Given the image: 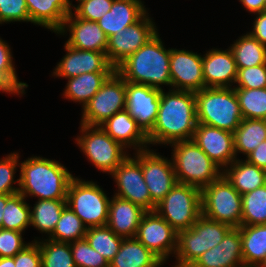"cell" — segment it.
<instances>
[{"label":"cell","mask_w":266,"mask_h":267,"mask_svg":"<svg viewBox=\"0 0 266 267\" xmlns=\"http://www.w3.org/2000/svg\"><path fill=\"white\" fill-rule=\"evenodd\" d=\"M30 22L26 0H0V24Z\"/></svg>","instance_id":"f6af8a7d"},{"label":"cell","mask_w":266,"mask_h":267,"mask_svg":"<svg viewBox=\"0 0 266 267\" xmlns=\"http://www.w3.org/2000/svg\"><path fill=\"white\" fill-rule=\"evenodd\" d=\"M170 77L174 90L197 92L205 88L202 55L171 48Z\"/></svg>","instance_id":"e0dca14e"},{"label":"cell","mask_w":266,"mask_h":267,"mask_svg":"<svg viewBox=\"0 0 266 267\" xmlns=\"http://www.w3.org/2000/svg\"><path fill=\"white\" fill-rule=\"evenodd\" d=\"M229 48L233 53L237 70L266 64V46L249 33L239 37Z\"/></svg>","instance_id":"d6a6232c"},{"label":"cell","mask_w":266,"mask_h":267,"mask_svg":"<svg viewBox=\"0 0 266 267\" xmlns=\"http://www.w3.org/2000/svg\"><path fill=\"white\" fill-rule=\"evenodd\" d=\"M135 238L164 263L176 254L178 232L155 211L143 215Z\"/></svg>","instance_id":"5bb4252c"},{"label":"cell","mask_w":266,"mask_h":267,"mask_svg":"<svg viewBox=\"0 0 266 267\" xmlns=\"http://www.w3.org/2000/svg\"><path fill=\"white\" fill-rule=\"evenodd\" d=\"M236 157L239 153L246 157L266 140V120L243 119L233 132Z\"/></svg>","instance_id":"4dcf8cb0"},{"label":"cell","mask_w":266,"mask_h":267,"mask_svg":"<svg viewBox=\"0 0 266 267\" xmlns=\"http://www.w3.org/2000/svg\"><path fill=\"white\" fill-rule=\"evenodd\" d=\"M12 56L10 46L0 37V86L7 94L24 95L28 84L18 81Z\"/></svg>","instance_id":"74e56055"},{"label":"cell","mask_w":266,"mask_h":267,"mask_svg":"<svg viewBox=\"0 0 266 267\" xmlns=\"http://www.w3.org/2000/svg\"><path fill=\"white\" fill-rule=\"evenodd\" d=\"M235 83L238 86H233L234 88H266V64L238 69Z\"/></svg>","instance_id":"ee69618b"},{"label":"cell","mask_w":266,"mask_h":267,"mask_svg":"<svg viewBox=\"0 0 266 267\" xmlns=\"http://www.w3.org/2000/svg\"><path fill=\"white\" fill-rule=\"evenodd\" d=\"M240 227H232L223 240L203 253L191 267H243Z\"/></svg>","instance_id":"7402d4cb"},{"label":"cell","mask_w":266,"mask_h":267,"mask_svg":"<svg viewBox=\"0 0 266 267\" xmlns=\"http://www.w3.org/2000/svg\"><path fill=\"white\" fill-rule=\"evenodd\" d=\"M30 22L57 33L72 12L70 0H26Z\"/></svg>","instance_id":"484cf974"},{"label":"cell","mask_w":266,"mask_h":267,"mask_svg":"<svg viewBox=\"0 0 266 267\" xmlns=\"http://www.w3.org/2000/svg\"><path fill=\"white\" fill-rule=\"evenodd\" d=\"M164 262L135 237L124 238L109 267H161Z\"/></svg>","instance_id":"83f0119b"},{"label":"cell","mask_w":266,"mask_h":267,"mask_svg":"<svg viewBox=\"0 0 266 267\" xmlns=\"http://www.w3.org/2000/svg\"><path fill=\"white\" fill-rule=\"evenodd\" d=\"M172 162L178 183L203 189L218 180L223 170L193 141L172 143Z\"/></svg>","instance_id":"5b68a950"},{"label":"cell","mask_w":266,"mask_h":267,"mask_svg":"<svg viewBox=\"0 0 266 267\" xmlns=\"http://www.w3.org/2000/svg\"><path fill=\"white\" fill-rule=\"evenodd\" d=\"M66 55L52 72L54 77L73 78L83 73L114 72L106 53L73 48L65 43Z\"/></svg>","instance_id":"ac0fdd59"},{"label":"cell","mask_w":266,"mask_h":267,"mask_svg":"<svg viewBox=\"0 0 266 267\" xmlns=\"http://www.w3.org/2000/svg\"><path fill=\"white\" fill-rule=\"evenodd\" d=\"M232 227L201 215L195 224L178 232L176 264L173 267H191L207 250L217 246Z\"/></svg>","instance_id":"8992f818"},{"label":"cell","mask_w":266,"mask_h":267,"mask_svg":"<svg viewBox=\"0 0 266 267\" xmlns=\"http://www.w3.org/2000/svg\"><path fill=\"white\" fill-rule=\"evenodd\" d=\"M5 206H6V194H0V228H2V217Z\"/></svg>","instance_id":"f5cc1de1"},{"label":"cell","mask_w":266,"mask_h":267,"mask_svg":"<svg viewBox=\"0 0 266 267\" xmlns=\"http://www.w3.org/2000/svg\"><path fill=\"white\" fill-rule=\"evenodd\" d=\"M85 238L90 246L109 263L118 253L123 237L116 235L107 225L87 229Z\"/></svg>","instance_id":"e575fe53"},{"label":"cell","mask_w":266,"mask_h":267,"mask_svg":"<svg viewBox=\"0 0 266 267\" xmlns=\"http://www.w3.org/2000/svg\"><path fill=\"white\" fill-rule=\"evenodd\" d=\"M197 123L234 132L241 124L239 102L234 87L203 88L195 92Z\"/></svg>","instance_id":"277c9868"},{"label":"cell","mask_w":266,"mask_h":267,"mask_svg":"<svg viewBox=\"0 0 266 267\" xmlns=\"http://www.w3.org/2000/svg\"><path fill=\"white\" fill-rule=\"evenodd\" d=\"M126 81L114 71L97 93L83 107L81 124L100 126L115 113L125 109Z\"/></svg>","instance_id":"8fae6325"},{"label":"cell","mask_w":266,"mask_h":267,"mask_svg":"<svg viewBox=\"0 0 266 267\" xmlns=\"http://www.w3.org/2000/svg\"><path fill=\"white\" fill-rule=\"evenodd\" d=\"M130 156L129 154L110 174L118 188L114 195L129 200L146 211H154L156 204L151 200L149 189L143 178L140 151H137L135 156Z\"/></svg>","instance_id":"7c38bea8"},{"label":"cell","mask_w":266,"mask_h":267,"mask_svg":"<svg viewBox=\"0 0 266 267\" xmlns=\"http://www.w3.org/2000/svg\"><path fill=\"white\" fill-rule=\"evenodd\" d=\"M253 31L248 32L259 43L266 46V11L255 13Z\"/></svg>","instance_id":"c3c4849f"},{"label":"cell","mask_w":266,"mask_h":267,"mask_svg":"<svg viewBox=\"0 0 266 267\" xmlns=\"http://www.w3.org/2000/svg\"><path fill=\"white\" fill-rule=\"evenodd\" d=\"M0 267H15L14 257H0Z\"/></svg>","instance_id":"816d5d0a"},{"label":"cell","mask_w":266,"mask_h":267,"mask_svg":"<svg viewBox=\"0 0 266 267\" xmlns=\"http://www.w3.org/2000/svg\"><path fill=\"white\" fill-rule=\"evenodd\" d=\"M160 94L159 88L126 82L125 109L146 134L153 129L156 121Z\"/></svg>","instance_id":"2e32d148"},{"label":"cell","mask_w":266,"mask_h":267,"mask_svg":"<svg viewBox=\"0 0 266 267\" xmlns=\"http://www.w3.org/2000/svg\"><path fill=\"white\" fill-rule=\"evenodd\" d=\"M31 206L21 193L6 195V206L3 211L2 228L25 232L31 226Z\"/></svg>","instance_id":"836d02e7"},{"label":"cell","mask_w":266,"mask_h":267,"mask_svg":"<svg viewBox=\"0 0 266 267\" xmlns=\"http://www.w3.org/2000/svg\"><path fill=\"white\" fill-rule=\"evenodd\" d=\"M140 164L151 200L157 205L177 183L172 159L148 148L140 151Z\"/></svg>","instance_id":"9a60e30c"},{"label":"cell","mask_w":266,"mask_h":267,"mask_svg":"<svg viewBox=\"0 0 266 267\" xmlns=\"http://www.w3.org/2000/svg\"><path fill=\"white\" fill-rule=\"evenodd\" d=\"M80 127L82 134L77 136L75 142L99 171L111 174L129 155L126 148L113 140L100 126L80 123Z\"/></svg>","instance_id":"30bf717a"},{"label":"cell","mask_w":266,"mask_h":267,"mask_svg":"<svg viewBox=\"0 0 266 267\" xmlns=\"http://www.w3.org/2000/svg\"><path fill=\"white\" fill-rule=\"evenodd\" d=\"M202 215L210 220L240 227L242 195L222 175L201 190Z\"/></svg>","instance_id":"9c48e42d"},{"label":"cell","mask_w":266,"mask_h":267,"mask_svg":"<svg viewBox=\"0 0 266 267\" xmlns=\"http://www.w3.org/2000/svg\"><path fill=\"white\" fill-rule=\"evenodd\" d=\"M23 232L0 228V257H14L29 243L24 242Z\"/></svg>","instance_id":"bcb514c9"},{"label":"cell","mask_w":266,"mask_h":267,"mask_svg":"<svg viewBox=\"0 0 266 267\" xmlns=\"http://www.w3.org/2000/svg\"><path fill=\"white\" fill-rule=\"evenodd\" d=\"M202 70L205 88H231L237 79L238 70L229 47L207 51L202 56Z\"/></svg>","instance_id":"44dd1931"},{"label":"cell","mask_w":266,"mask_h":267,"mask_svg":"<svg viewBox=\"0 0 266 267\" xmlns=\"http://www.w3.org/2000/svg\"><path fill=\"white\" fill-rule=\"evenodd\" d=\"M246 160L259 168L266 170V140L261 142L247 157Z\"/></svg>","instance_id":"681fc988"},{"label":"cell","mask_w":266,"mask_h":267,"mask_svg":"<svg viewBox=\"0 0 266 267\" xmlns=\"http://www.w3.org/2000/svg\"><path fill=\"white\" fill-rule=\"evenodd\" d=\"M67 32V45L76 49L106 53L108 38L97 22L80 19L72 11L56 34L65 35Z\"/></svg>","instance_id":"ffe728a7"},{"label":"cell","mask_w":266,"mask_h":267,"mask_svg":"<svg viewBox=\"0 0 266 267\" xmlns=\"http://www.w3.org/2000/svg\"><path fill=\"white\" fill-rule=\"evenodd\" d=\"M66 202L87 228L107 225L110 199L97 183L74 176Z\"/></svg>","instance_id":"52a82bcc"},{"label":"cell","mask_w":266,"mask_h":267,"mask_svg":"<svg viewBox=\"0 0 266 267\" xmlns=\"http://www.w3.org/2000/svg\"><path fill=\"white\" fill-rule=\"evenodd\" d=\"M147 211L129 200L113 196L109 202L107 226L123 238L135 237Z\"/></svg>","instance_id":"cb8c5ba5"},{"label":"cell","mask_w":266,"mask_h":267,"mask_svg":"<svg viewBox=\"0 0 266 267\" xmlns=\"http://www.w3.org/2000/svg\"><path fill=\"white\" fill-rule=\"evenodd\" d=\"M15 267H42L39 244L32 241L14 256Z\"/></svg>","instance_id":"7dc6e473"},{"label":"cell","mask_w":266,"mask_h":267,"mask_svg":"<svg viewBox=\"0 0 266 267\" xmlns=\"http://www.w3.org/2000/svg\"><path fill=\"white\" fill-rule=\"evenodd\" d=\"M154 211L177 232L191 228L202 215L201 189L177 182Z\"/></svg>","instance_id":"ba28073f"},{"label":"cell","mask_w":266,"mask_h":267,"mask_svg":"<svg viewBox=\"0 0 266 267\" xmlns=\"http://www.w3.org/2000/svg\"><path fill=\"white\" fill-rule=\"evenodd\" d=\"M141 0H114L111 10L98 20L107 38L139 21L148 11Z\"/></svg>","instance_id":"d4e9b609"},{"label":"cell","mask_w":266,"mask_h":267,"mask_svg":"<svg viewBox=\"0 0 266 267\" xmlns=\"http://www.w3.org/2000/svg\"><path fill=\"white\" fill-rule=\"evenodd\" d=\"M114 0H83L77 1L79 4H71L74 14L80 18L89 21L98 22L107 12L111 10Z\"/></svg>","instance_id":"7bdbcfd3"},{"label":"cell","mask_w":266,"mask_h":267,"mask_svg":"<svg viewBox=\"0 0 266 267\" xmlns=\"http://www.w3.org/2000/svg\"><path fill=\"white\" fill-rule=\"evenodd\" d=\"M2 91V93L3 92H5V93H7L1 86H0V92Z\"/></svg>","instance_id":"11a10c76"},{"label":"cell","mask_w":266,"mask_h":267,"mask_svg":"<svg viewBox=\"0 0 266 267\" xmlns=\"http://www.w3.org/2000/svg\"><path fill=\"white\" fill-rule=\"evenodd\" d=\"M239 2L253 14L265 11V0H239Z\"/></svg>","instance_id":"f907efd6"},{"label":"cell","mask_w":266,"mask_h":267,"mask_svg":"<svg viewBox=\"0 0 266 267\" xmlns=\"http://www.w3.org/2000/svg\"><path fill=\"white\" fill-rule=\"evenodd\" d=\"M100 127L113 140L121 143L125 148L133 147V149H136L135 152L149 148L147 134L126 109L115 113L101 124Z\"/></svg>","instance_id":"603a6c76"},{"label":"cell","mask_w":266,"mask_h":267,"mask_svg":"<svg viewBox=\"0 0 266 267\" xmlns=\"http://www.w3.org/2000/svg\"><path fill=\"white\" fill-rule=\"evenodd\" d=\"M197 126L195 92L161 90L160 106L153 129L147 134L149 145H171L192 140Z\"/></svg>","instance_id":"6da1fadb"},{"label":"cell","mask_w":266,"mask_h":267,"mask_svg":"<svg viewBox=\"0 0 266 267\" xmlns=\"http://www.w3.org/2000/svg\"><path fill=\"white\" fill-rule=\"evenodd\" d=\"M157 32L135 53L123 61L115 71L126 81L162 90L171 86L170 53Z\"/></svg>","instance_id":"7a4b0ae2"},{"label":"cell","mask_w":266,"mask_h":267,"mask_svg":"<svg viewBox=\"0 0 266 267\" xmlns=\"http://www.w3.org/2000/svg\"><path fill=\"white\" fill-rule=\"evenodd\" d=\"M76 267H109V262L95 249L86 238L70 242Z\"/></svg>","instance_id":"60d3db41"},{"label":"cell","mask_w":266,"mask_h":267,"mask_svg":"<svg viewBox=\"0 0 266 267\" xmlns=\"http://www.w3.org/2000/svg\"><path fill=\"white\" fill-rule=\"evenodd\" d=\"M19 153L11 152L7 156L0 159V194L13 195L19 193V187H14L13 183L17 182L19 186L20 180H14L17 167L20 166Z\"/></svg>","instance_id":"b9f144b4"},{"label":"cell","mask_w":266,"mask_h":267,"mask_svg":"<svg viewBox=\"0 0 266 267\" xmlns=\"http://www.w3.org/2000/svg\"><path fill=\"white\" fill-rule=\"evenodd\" d=\"M158 32L148 12L136 23L108 38L106 56L116 69Z\"/></svg>","instance_id":"4fadbf2b"},{"label":"cell","mask_w":266,"mask_h":267,"mask_svg":"<svg viewBox=\"0 0 266 267\" xmlns=\"http://www.w3.org/2000/svg\"><path fill=\"white\" fill-rule=\"evenodd\" d=\"M37 241L40 248L42 267H76L70 243L58 242L49 238Z\"/></svg>","instance_id":"f35d334b"},{"label":"cell","mask_w":266,"mask_h":267,"mask_svg":"<svg viewBox=\"0 0 266 267\" xmlns=\"http://www.w3.org/2000/svg\"><path fill=\"white\" fill-rule=\"evenodd\" d=\"M241 245L245 267H260L266 259V224L241 225Z\"/></svg>","instance_id":"f1b7e54d"},{"label":"cell","mask_w":266,"mask_h":267,"mask_svg":"<svg viewBox=\"0 0 266 267\" xmlns=\"http://www.w3.org/2000/svg\"><path fill=\"white\" fill-rule=\"evenodd\" d=\"M19 193L37 200L67 199V190L74 177L58 161L32 156L20 162Z\"/></svg>","instance_id":"3957f363"},{"label":"cell","mask_w":266,"mask_h":267,"mask_svg":"<svg viewBox=\"0 0 266 267\" xmlns=\"http://www.w3.org/2000/svg\"><path fill=\"white\" fill-rule=\"evenodd\" d=\"M66 205V199L38 200L31 209V225L49 237Z\"/></svg>","instance_id":"1f68e13d"},{"label":"cell","mask_w":266,"mask_h":267,"mask_svg":"<svg viewBox=\"0 0 266 267\" xmlns=\"http://www.w3.org/2000/svg\"><path fill=\"white\" fill-rule=\"evenodd\" d=\"M266 224V184L242 195L241 225Z\"/></svg>","instance_id":"8d00e7d4"},{"label":"cell","mask_w":266,"mask_h":267,"mask_svg":"<svg viewBox=\"0 0 266 267\" xmlns=\"http://www.w3.org/2000/svg\"><path fill=\"white\" fill-rule=\"evenodd\" d=\"M112 73L113 72H91L68 78L63 96L75 103H82L83 109Z\"/></svg>","instance_id":"f546056e"},{"label":"cell","mask_w":266,"mask_h":267,"mask_svg":"<svg viewBox=\"0 0 266 267\" xmlns=\"http://www.w3.org/2000/svg\"><path fill=\"white\" fill-rule=\"evenodd\" d=\"M87 227L81 219L66 205L52 234L48 237L58 242H73L85 238Z\"/></svg>","instance_id":"d590c367"},{"label":"cell","mask_w":266,"mask_h":267,"mask_svg":"<svg viewBox=\"0 0 266 267\" xmlns=\"http://www.w3.org/2000/svg\"><path fill=\"white\" fill-rule=\"evenodd\" d=\"M260 267H266V259H265L264 262L260 265Z\"/></svg>","instance_id":"db71d44e"},{"label":"cell","mask_w":266,"mask_h":267,"mask_svg":"<svg viewBox=\"0 0 266 267\" xmlns=\"http://www.w3.org/2000/svg\"><path fill=\"white\" fill-rule=\"evenodd\" d=\"M243 119L266 120V88H234Z\"/></svg>","instance_id":"ab89813d"},{"label":"cell","mask_w":266,"mask_h":267,"mask_svg":"<svg viewBox=\"0 0 266 267\" xmlns=\"http://www.w3.org/2000/svg\"><path fill=\"white\" fill-rule=\"evenodd\" d=\"M192 140L222 170L237 159L232 132L197 123Z\"/></svg>","instance_id":"d6986e66"},{"label":"cell","mask_w":266,"mask_h":267,"mask_svg":"<svg viewBox=\"0 0 266 267\" xmlns=\"http://www.w3.org/2000/svg\"><path fill=\"white\" fill-rule=\"evenodd\" d=\"M222 175L241 194H245L266 184V170L249 163L246 159H235Z\"/></svg>","instance_id":"4316f807"}]
</instances>
